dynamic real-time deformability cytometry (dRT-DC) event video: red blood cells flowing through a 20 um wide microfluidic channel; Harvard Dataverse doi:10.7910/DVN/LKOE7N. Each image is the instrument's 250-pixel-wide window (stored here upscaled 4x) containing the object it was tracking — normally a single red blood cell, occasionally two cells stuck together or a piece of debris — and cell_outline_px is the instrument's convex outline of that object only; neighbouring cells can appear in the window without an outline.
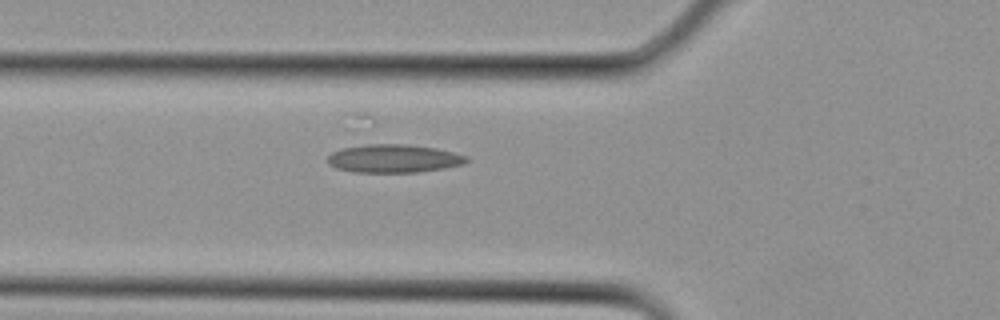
{"species": "Egyptian fruit bat (a non-hibernating species)", "species_latin": "Rousettus aegyptiacus", "temperature_condition": "cold", "stored_images_in_passage": 2, "camera_frame_rate_fps": 3000, "um_per_image_px": 0.085, "animal": {"sex": "female"}, "frame": {"image": 1, "passage_image": 2, "time_ms": 0.333, "image_size_px": [1000, 320], "cell_outline_px": [[468, 160], [464, 164], [444, 168], [416, 172], [352, 172], [336, 168], [328, 164], [328, 156], [332, 152], [340, 148], [376, 140], [380, 140], [436, 148], [468, 156]], "centroid_in_image_um": [33.39, 13.42], "position_along_channel_um": 92.4, "area_um2": 23.81}}